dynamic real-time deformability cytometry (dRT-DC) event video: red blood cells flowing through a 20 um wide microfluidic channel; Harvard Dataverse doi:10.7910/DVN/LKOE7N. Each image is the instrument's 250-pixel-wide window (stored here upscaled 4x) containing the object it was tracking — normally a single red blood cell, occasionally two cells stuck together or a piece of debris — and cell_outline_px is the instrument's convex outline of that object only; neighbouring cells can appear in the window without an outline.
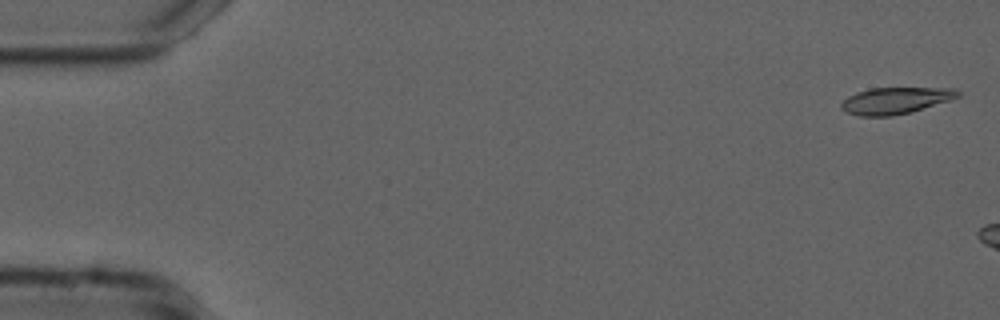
{"species": "common noctule bat (a hibernating species)", "species_latin": "Nyctalus noctula", "temperature_condition": "cold", "stored_images_in_passage": 7, "camera_frame_rate_fps": 3000, "um_per_image_px": 0.085, "animal": {"sex": "male", "forearm_length_mm": 52.5}, "frame": {"image": 1, "passage_image": 2, "time_ms": 0.333, "image_size_px": [1000, 320], "cell_outline_px": [[960, 96], [952, 100], [908, 112], [892, 116], [856, 116], [840, 108], [840, 104], [848, 96], [856, 92], [872, 88], [956, 88], [960, 92]], "centroid_in_image_um": [76.12, 8.54], "position_along_channel_um": 8.9, "area_um2": 18.03}}